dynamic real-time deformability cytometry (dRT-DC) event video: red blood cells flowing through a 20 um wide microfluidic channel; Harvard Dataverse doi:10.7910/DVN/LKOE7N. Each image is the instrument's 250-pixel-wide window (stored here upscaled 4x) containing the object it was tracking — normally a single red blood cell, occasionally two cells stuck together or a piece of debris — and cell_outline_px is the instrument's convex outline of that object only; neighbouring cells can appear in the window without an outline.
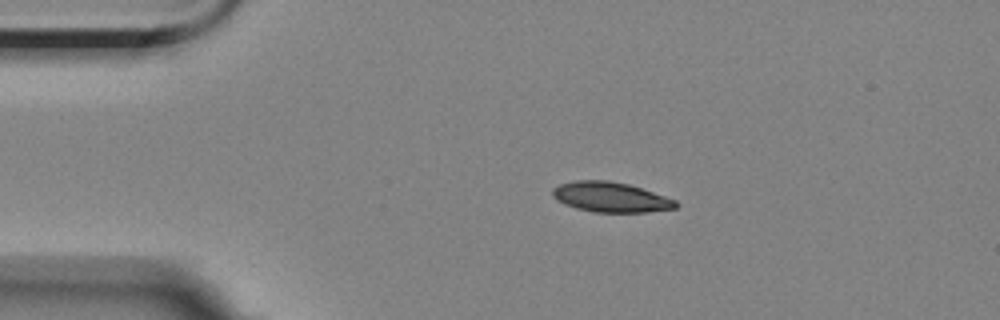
{"species": "Egyptian fruit bat (a non-hibernating species)", "species_latin": "Rousettus aegyptiacus", "temperature_condition": "room temperature", "stored_images_in_passage": 3, "camera_frame_rate_fps": 3000, "um_per_image_px": 0.085, "animal": {"sex": "female"}, "frame": {"image": 1, "passage_image": 2, "time_ms": 1.333, "image_size_px": [1000, 320], "cell_outline_px": [[680, 204], [676, 208], [648, 212], [592, 212], [576, 208], [564, 204], [556, 200], [552, 196], [552, 188], [560, 184], [576, 180], [608, 180], [628, 184], [676, 200]], "centroid_in_image_um": [51.88, 16.76], "position_along_channel_um": 33.1, "area_um2": 21.62}}